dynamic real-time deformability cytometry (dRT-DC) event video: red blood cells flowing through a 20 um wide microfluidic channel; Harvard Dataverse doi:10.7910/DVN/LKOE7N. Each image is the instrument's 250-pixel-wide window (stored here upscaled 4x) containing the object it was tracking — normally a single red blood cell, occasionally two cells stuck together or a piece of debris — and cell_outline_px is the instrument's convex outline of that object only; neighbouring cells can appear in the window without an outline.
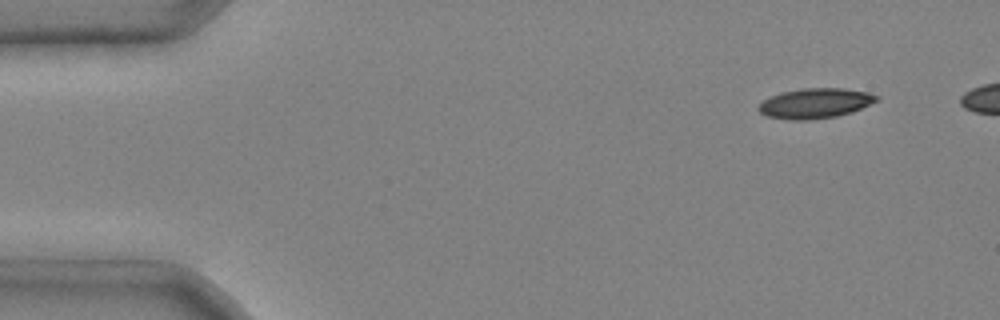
{"species": "common noctule bat (a hibernating species)", "species_latin": "Nyctalus noctula", "temperature_condition": "cold", "stored_images_in_passage": 2, "camera_frame_rate_fps": 3000, "um_per_image_px": 0.085, "animal": {"sex": "male", "body_mass_g": 20.4}, "frame": {"image": 1, "passage_image": 2, "time_ms": 0.333, "image_size_px": [1000, 320], "cell_outline_px": [[880, 100], [852, 112], [836, 116], [808, 120], [788, 120], [768, 116], [760, 112], [756, 108], [764, 100], [772, 96], [784, 92], [804, 88], [844, 88], [868, 92], [880, 96]], "centroid_in_image_um": [69.34, 8.78], "position_along_channel_um": 15.7, "area_um2": 20.63}}